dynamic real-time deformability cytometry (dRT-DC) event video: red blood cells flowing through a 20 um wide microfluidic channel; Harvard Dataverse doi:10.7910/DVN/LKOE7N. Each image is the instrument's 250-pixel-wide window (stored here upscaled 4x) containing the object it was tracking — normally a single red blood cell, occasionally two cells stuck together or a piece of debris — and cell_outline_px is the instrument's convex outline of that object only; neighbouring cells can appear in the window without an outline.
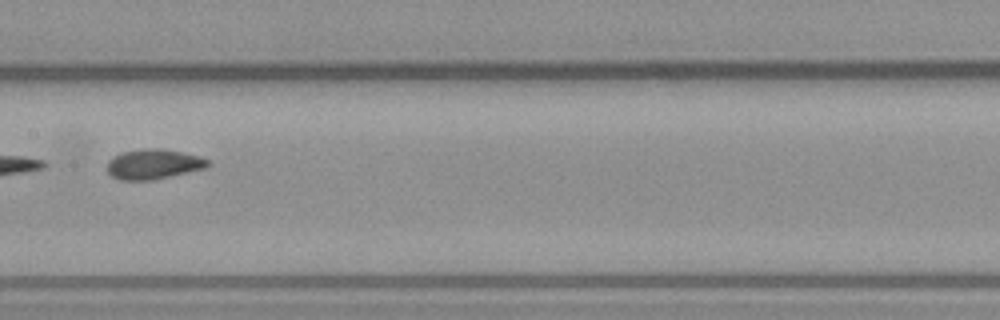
{"species": "common noctule bat (a hibernating species)", "species_latin": "Nyctalus noctula", "temperature_condition": "warm", "stored_images_in_passage": 7, "camera_frame_rate_fps": 3000, "um_per_image_px": 0.085, "animal": {"sex": "male", "body_mass_g": 23.1, "forearm_length_mm": 52.7}, "frame": {"image": 1, "passage_image": 7, "time_ms": 7.667, "image_size_px": [1000, 320], "cell_outline_px": [[212, 164], [204, 168], [152, 180], [120, 180], [112, 176], [108, 172], [108, 160], [112, 156], [120, 152], [144, 148], [164, 148], [200, 156], [208, 160]], "centroid_in_image_um": [13.03, 13.93], "position_along_channel_um": 194.4, "area_um2": 17.69}}